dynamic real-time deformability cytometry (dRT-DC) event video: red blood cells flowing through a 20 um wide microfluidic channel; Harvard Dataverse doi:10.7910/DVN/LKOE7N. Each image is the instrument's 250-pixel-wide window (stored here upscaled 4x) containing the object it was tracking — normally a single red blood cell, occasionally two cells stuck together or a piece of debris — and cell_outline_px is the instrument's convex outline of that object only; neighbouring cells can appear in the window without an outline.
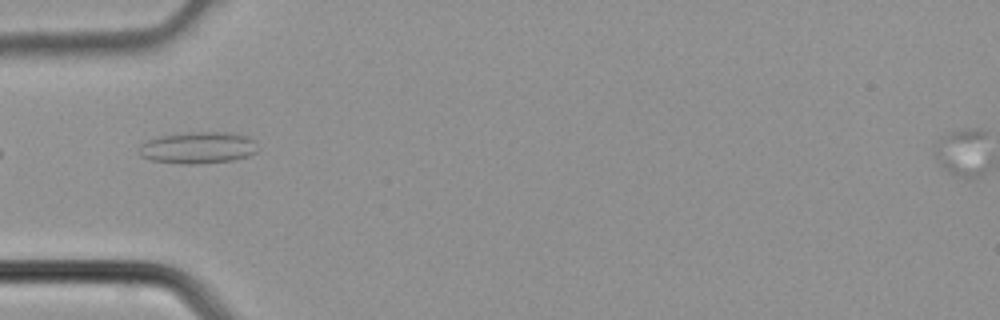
{"species": "common noctule bat (a hibernating species)", "species_latin": "Nyctalus noctula", "temperature_condition": "cold", "stored_images_in_passage": 3, "camera_frame_rate_fps": 3000, "um_per_image_px": 0.085, "animal": {"sex": "male", "body_mass_g": 21.5, "forearm_length_mm": 52.0}, "frame": {"image": 1, "passage_image": 2, "time_ms": 0.333, "image_size_px": [1000, 320], "cell_outline_px": [[256, 152], [248, 156], [232, 160], [196, 164], [184, 164], [152, 160], [140, 156], [140, 144], [148, 140], [160, 136], [188, 132], [228, 132], [248, 136], [256, 140]], "centroid_in_image_um": [16.85, 12.55], "position_along_channel_um": 68.1, "area_um2": 21.91}}
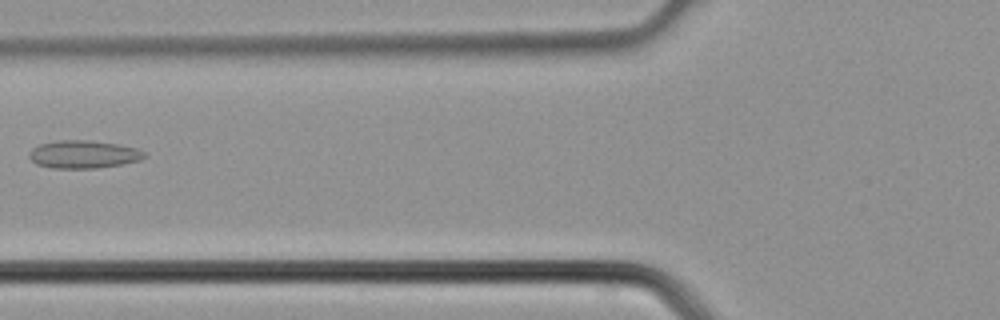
{"frame": {"image": 2, "passage_image": 3, "time_ms": 0.667, "image_size_px": [1000, 320], "cell_outline_px": [[148, 156], [140, 160], [120, 164], [96, 168], [52, 168], [36, 164], [28, 156], [28, 152], [32, 148], [40, 144], [60, 140], [88, 140], [120, 144], [136, 148], [144, 152]], "centroid_in_image_um": [7.09, 13.11], "position_along_channel_um": 118.7, "area_um2": 18.73}}